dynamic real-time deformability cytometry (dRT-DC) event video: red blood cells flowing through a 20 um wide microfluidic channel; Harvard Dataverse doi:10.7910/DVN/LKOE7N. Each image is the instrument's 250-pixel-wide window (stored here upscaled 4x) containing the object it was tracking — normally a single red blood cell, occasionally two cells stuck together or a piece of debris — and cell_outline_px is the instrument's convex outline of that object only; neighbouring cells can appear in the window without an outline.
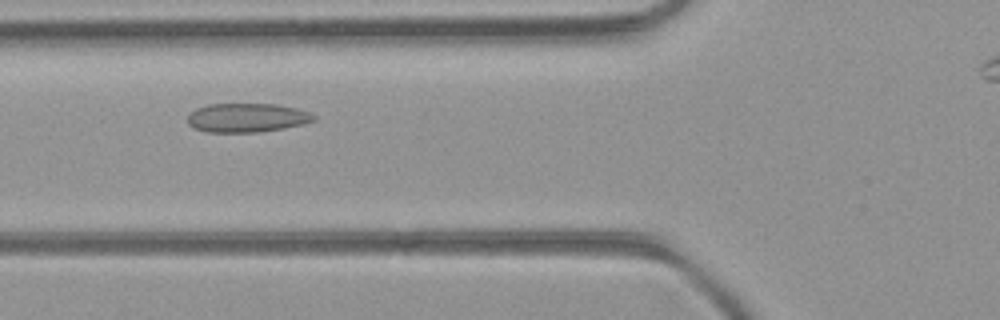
{"species": "common noctule bat (a hibernating species)", "species_latin": "Nyctalus noctula", "temperature_condition": "room temperature", "stored_images_in_passage": 33, "camera_frame_rate_fps": 3000, "um_per_image_px": 0.085, "animal": {"sex": "female", "body_mass_g": 21.9}, "frame": {"image": 1, "passage_image": 7, "time_ms": 2.0, "image_size_px": [1000, 320], "cell_outline_px": [[316, 120], [304, 124], [284, 128], [260, 132], [208, 132], [196, 128], [188, 124], [188, 116], [196, 108], [208, 104], [276, 104], [296, 108], [308, 112], [316, 116]], "centroid_in_image_um": [21.02, 10.0], "position_along_channel_um": 104.8, "area_um2": 21.27}}
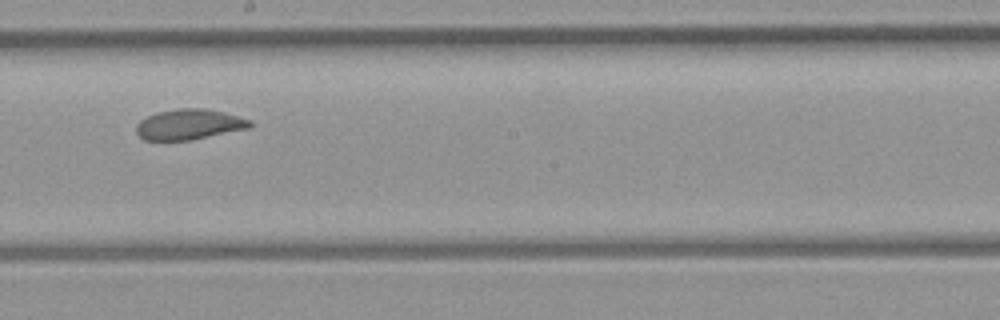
{"frame": {"image": 2, "passage_image": 16, "time_ms": 5.0, "image_size_px": [1000, 320], "cell_outline_px": [[252, 124], [248, 128], [192, 140], [144, 140], [136, 132], [136, 124], [140, 120], [156, 112], [176, 108], [204, 108], [224, 112], [252, 120]], "centroid_in_image_um": [16.06, 10.56], "position_along_channel_um": 232.1, "area_um2": 20.23}}
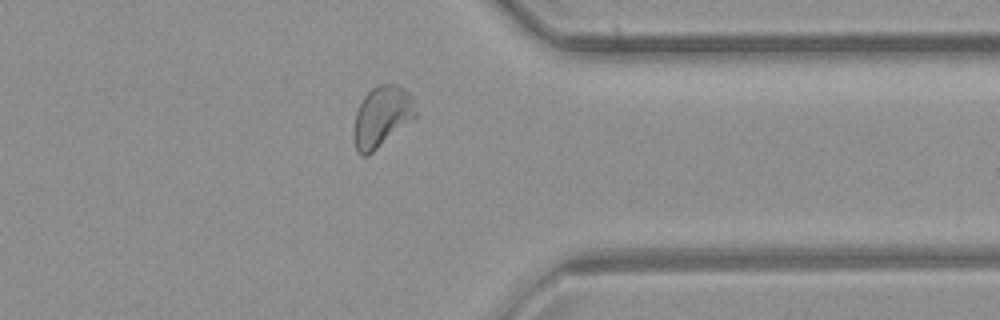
{"frame": {"image": 3, "passage_image": 27, "time_ms": 8.667, "image_size_px": [1000, 320], "cell_outline_px": [[416, 116], [368, 156], [360, 156], [356, 152], [352, 136], [352, 132], [356, 112], [364, 96], [376, 84], [396, 84], [404, 88], [412, 96], [416, 112]], "centroid_in_image_um": [32.41, 9.92], "position_along_channel_um": 379.0, "area_um2": 22.02}, "authors_computed_cell_mechanics": {"area_um2": 20.808, "velocity_mm_per_s": 4.2392, "shape_relaxation_time_tau1_ms": null, "shape_relaxation_time_tau2_ms": 0.8411, "deformation_change_tau1": null, "deformation_change_tau2": 0.0642}}